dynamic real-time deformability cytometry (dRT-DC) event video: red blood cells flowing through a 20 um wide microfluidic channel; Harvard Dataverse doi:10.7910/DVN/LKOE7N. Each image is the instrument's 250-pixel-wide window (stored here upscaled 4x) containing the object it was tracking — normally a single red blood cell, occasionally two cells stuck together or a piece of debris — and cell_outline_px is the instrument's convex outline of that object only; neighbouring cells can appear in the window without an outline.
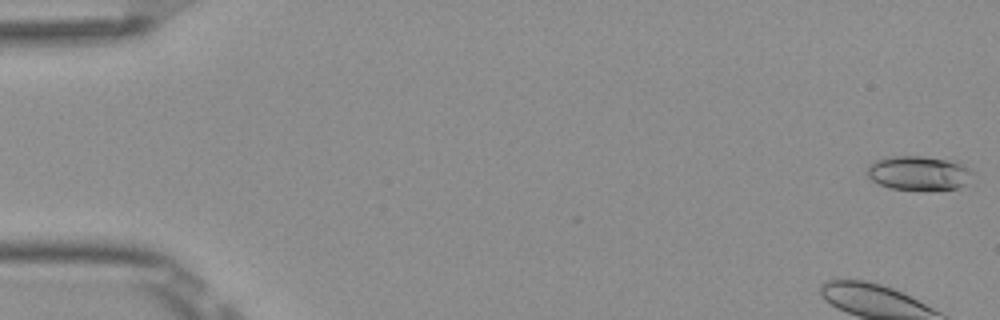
{"species": "Egyptian fruit bat (a non-hibernating species)", "species_latin": "Rousettus aegyptiacus", "temperature_condition": "room temperature", "stored_images_in_passage": 52, "camera_frame_rate_fps": 3000, "um_per_image_px": 0.085, "frame": {"image": 1, "passage_image": 1, "time_ms": 0.0, "image_size_px": [1000, 320], "cell_outline_px": [[972, 172], [968, 184], [960, 188], [888, 188], [872, 180], [868, 176], [868, 164], [876, 160], [888, 156], [924, 156], [956, 160], [964, 164]], "centroid_in_image_um": [78.11, 14.66], "position_along_channel_um": 6.9, "area_um2": 20.87}}